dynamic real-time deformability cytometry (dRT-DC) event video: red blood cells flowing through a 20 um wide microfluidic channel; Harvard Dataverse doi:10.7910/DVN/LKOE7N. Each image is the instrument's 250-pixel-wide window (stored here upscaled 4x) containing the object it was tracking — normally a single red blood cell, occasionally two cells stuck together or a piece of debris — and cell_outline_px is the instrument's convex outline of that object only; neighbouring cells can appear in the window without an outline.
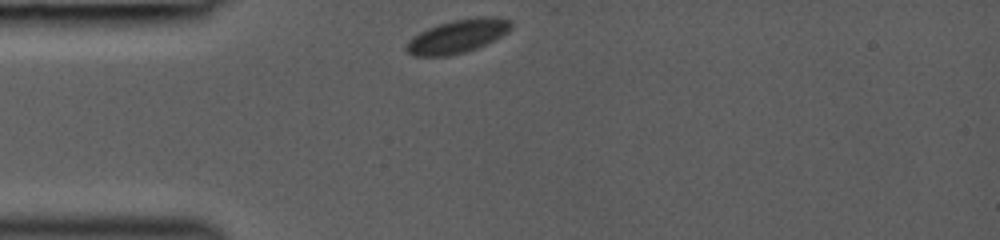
{"species": "common noctule bat (a hibernating species)", "species_latin": "Nyctalus noctula", "temperature_condition": "room temperature", "stored_images_in_passage": 54, "camera_frame_rate_fps": 3000, "um_per_image_px": 0.085, "animal": {"sex": "female", "body_mass_g": 19.0, "forearm_length_mm": 53.3}, "frame": {"image": 1, "passage_image": 1, "time_ms": 0.0, "image_size_px": [1000, 240], "cell_outline_px": [[512, 28], [508, 32], [476, 48], [464, 52], [448, 56], [412, 56], [404, 48], [412, 36], [428, 28], [452, 20], [476, 16], [488, 16], [512, 20]], "centroid_in_image_um": [38.88, 3.07], "position_along_channel_um": 46.1, "area_um2": 20.35}}
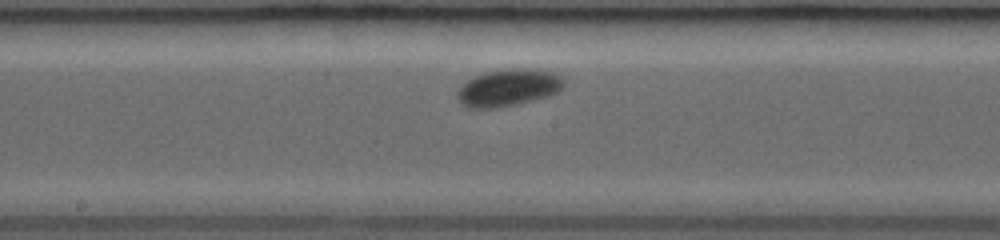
{"frame": {"image": 2, "passage_image": 29, "time_ms": 4.333, "image_size_px": [1000, 240], "cell_outline_px": [[564, 84], [560, 92], [548, 96], [516, 104], [492, 108], [468, 108], [460, 104], [456, 96], [456, 92], [472, 76], [484, 72], [504, 68], [528, 68], [552, 72], [560, 76], [564, 80]], "centroid_in_image_um": [43.19, 7.44], "position_along_channel_um": 205.0, "area_um2": 23.24}}
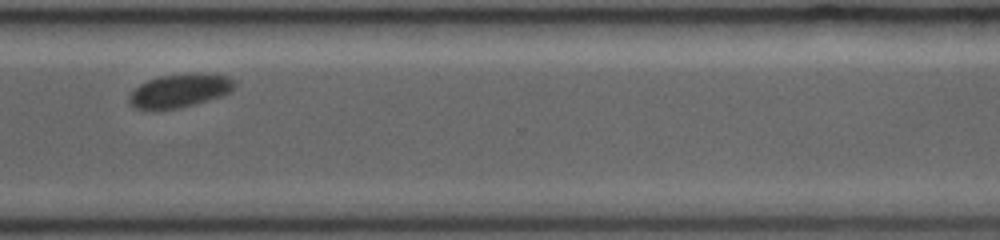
{"frame": {"image": 3, "passage_image": 53, "time_ms": 8.0, "image_size_px": [1000, 240], "cell_outline_px": [[236, 88], [220, 96], [208, 100], [180, 108], [136, 108], [128, 104], [128, 96], [140, 84], [148, 80], [160, 76], [192, 72], [228, 76], [236, 80]], "centroid_in_image_um": [15.31, 7.68], "position_along_channel_um": 355.3, "area_um2": 20.46}}